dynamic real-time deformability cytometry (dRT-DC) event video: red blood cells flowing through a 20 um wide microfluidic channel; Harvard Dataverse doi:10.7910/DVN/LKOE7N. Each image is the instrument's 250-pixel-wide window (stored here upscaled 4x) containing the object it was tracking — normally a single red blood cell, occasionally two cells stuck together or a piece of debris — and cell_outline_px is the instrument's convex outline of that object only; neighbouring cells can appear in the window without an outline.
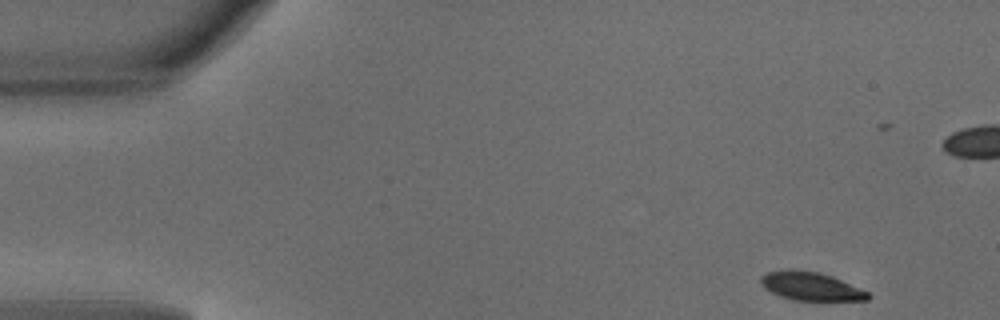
{"species": "common noctule bat (a hibernating species)", "species_latin": "Nyctalus noctula", "temperature_condition": "warm", "stored_images_in_passage": 23, "camera_frame_rate_fps": 3000, "um_per_image_px": 0.085, "animal": {"sex": "male", "body_mass_g": 18.8}, "frame": {"image": 1, "passage_image": 1, "time_ms": 0.0, "image_size_px": [1000, 320], "cell_outline_px": [[872, 296], [868, 300], [792, 300], [780, 296], [764, 288], [760, 284], [760, 276], [768, 272], [788, 268], [792, 268], [820, 272], [832, 276], [868, 292]], "centroid_in_image_um": [68.88, 24.31], "position_along_channel_um": 16.1, "area_um2": 17.86}}
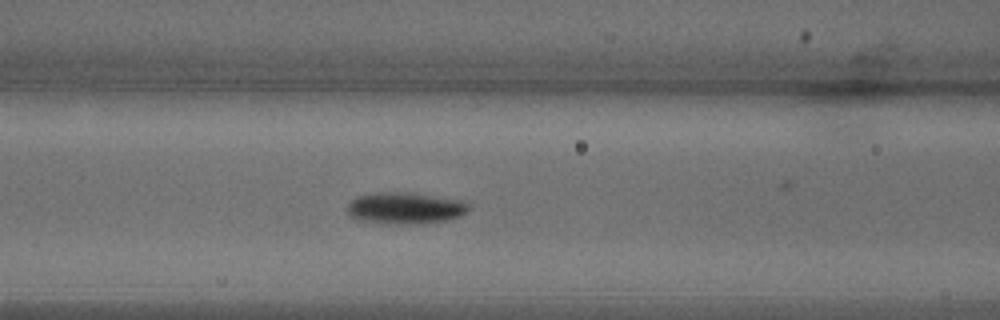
{"frame": {"image": 2, "passage_image": 17, "time_ms": 5.333, "image_size_px": [1000, 320], "cell_outline_px": [[468, 212], [460, 216], [444, 220], [424, 224], [388, 224], [364, 220], [348, 216], [348, 204], [356, 196], [376, 192], [404, 192], [460, 200], [468, 204]], "centroid_in_image_um": [34.41, 17.7], "position_along_channel_um": 132.2, "area_um2": 22.2}}
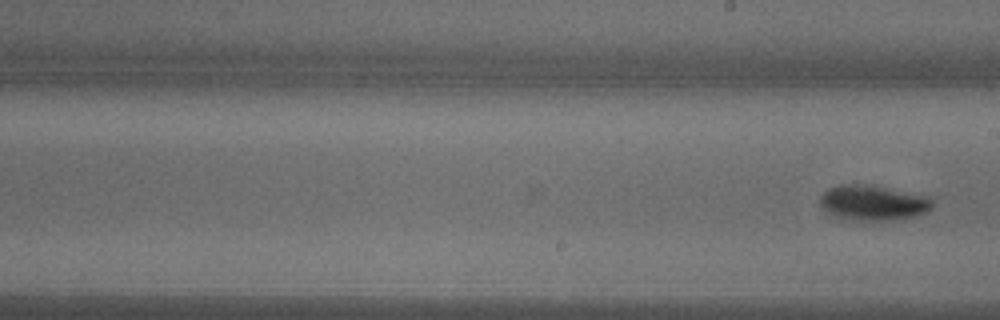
{"frame": {"image": 3, "passage_image": 23, "time_ms": 7.333, "image_size_px": [1000, 320], "cell_outline_px": [[932, 208], [916, 216], [888, 220], [840, 220], [828, 212], [820, 204], [820, 196], [828, 188], [840, 184], [872, 184], [932, 196]], "centroid_in_image_um": [74.21, 17.22], "position_along_channel_um": 214.8, "area_um2": 23.52}}